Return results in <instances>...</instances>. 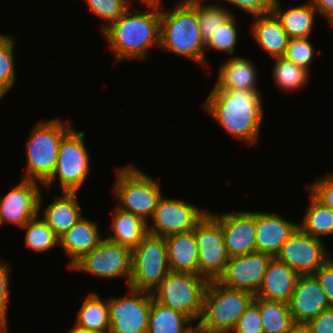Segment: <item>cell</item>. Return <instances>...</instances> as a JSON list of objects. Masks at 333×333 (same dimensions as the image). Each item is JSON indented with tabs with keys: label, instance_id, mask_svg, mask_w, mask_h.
I'll list each match as a JSON object with an SVG mask.
<instances>
[{
	"label": "cell",
	"instance_id": "44",
	"mask_svg": "<svg viewBox=\"0 0 333 333\" xmlns=\"http://www.w3.org/2000/svg\"><path fill=\"white\" fill-rule=\"evenodd\" d=\"M0 259V315L7 321V303L9 300V272L11 268Z\"/></svg>",
	"mask_w": 333,
	"mask_h": 333
},
{
	"label": "cell",
	"instance_id": "17",
	"mask_svg": "<svg viewBox=\"0 0 333 333\" xmlns=\"http://www.w3.org/2000/svg\"><path fill=\"white\" fill-rule=\"evenodd\" d=\"M211 215L221 224L230 258L256 252L255 212L238 211L221 216Z\"/></svg>",
	"mask_w": 333,
	"mask_h": 333
},
{
	"label": "cell",
	"instance_id": "43",
	"mask_svg": "<svg viewBox=\"0 0 333 333\" xmlns=\"http://www.w3.org/2000/svg\"><path fill=\"white\" fill-rule=\"evenodd\" d=\"M306 325L311 333H333V306L323 310L316 318L309 320Z\"/></svg>",
	"mask_w": 333,
	"mask_h": 333
},
{
	"label": "cell",
	"instance_id": "5",
	"mask_svg": "<svg viewBox=\"0 0 333 333\" xmlns=\"http://www.w3.org/2000/svg\"><path fill=\"white\" fill-rule=\"evenodd\" d=\"M60 119L37 123L26 143L27 175L24 179L45 184L53 175L61 141L71 129Z\"/></svg>",
	"mask_w": 333,
	"mask_h": 333
},
{
	"label": "cell",
	"instance_id": "16",
	"mask_svg": "<svg viewBox=\"0 0 333 333\" xmlns=\"http://www.w3.org/2000/svg\"><path fill=\"white\" fill-rule=\"evenodd\" d=\"M36 181L24 179L0 200V225L9 222L22 228L39 215L41 192Z\"/></svg>",
	"mask_w": 333,
	"mask_h": 333
},
{
	"label": "cell",
	"instance_id": "32",
	"mask_svg": "<svg viewBox=\"0 0 333 333\" xmlns=\"http://www.w3.org/2000/svg\"><path fill=\"white\" fill-rule=\"evenodd\" d=\"M276 60L273 68V77L277 85L286 91L299 90L309 80V71L296 65L285 57L273 58Z\"/></svg>",
	"mask_w": 333,
	"mask_h": 333
},
{
	"label": "cell",
	"instance_id": "39",
	"mask_svg": "<svg viewBox=\"0 0 333 333\" xmlns=\"http://www.w3.org/2000/svg\"><path fill=\"white\" fill-rule=\"evenodd\" d=\"M231 333H264L259 306L252 301Z\"/></svg>",
	"mask_w": 333,
	"mask_h": 333
},
{
	"label": "cell",
	"instance_id": "19",
	"mask_svg": "<svg viewBox=\"0 0 333 333\" xmlns=\"http://www.w3.org/2000/svg\"><path fill=\"white\" fill-rule=\"evenodd\" d=\"M256 252L275 257L299 224L283 219L277 214L255 212Z\"/></svg>",
	"mask_w": 333,
	"mask_h": 333
},
{
	"label": "cell",
	"instance_id": "35",
	"mask_svg": "<svg viewBox=\"0 0 333 333\" xmlns=\"http://www.w3.org/2000/svg\"><path fill=\"white\" fill-rule=\"evenodd\" d=\"M14 39L9 35L0 37V97L15 83Z\"/></svg>",
	"mask_w": 333,
	"mask_h": 333
},
{
	"label": "cell",
	"instance_id": "21",
	"mask_svg": "<svg viewBox=\"0 0 333 333\" xmlns=\"http://www.w3.org/2000/svg\"><path fill=\"white\" fill-rule=\"evenodd\" d=\"M104 238L99 234L96 223L82 217L67 232L59 237V244L70 256L71 268L85 254L92 251Z\"/></svg>",
	"mask_w": 333,
	"mask_h": 333
},
{
	"label": "cell",
	"instance_id": "22",
	"mask_svg": "<svg viewBox=\"0 0 333 333\" xmlns=\"http://www.w3.org/2000/svg\"><path fill=\"white\" fill-rule=\"evenodd\" d=\"M170 272L198 275V248L194 231L165 237Z\"/></svg>",
	"mask_w": 333,
	"mask_h": 333
},
{
	"label": "cell",
	"instance_id": "49",
	"mask_svg": "<svg viewBox=\"0 0 333 333\" xmlns=\"http://www.w3.org/2000/svg\"><path fill=\"white\" fill-rule=\"evenodd\" d=\"M68 333H92V332L83 331V330L78 329L74 326V328L70 329V331H68Z\"/></svg>",
	"mask_w": 333,
	"mask_h": 333
},
{
	"label": "cell",
	"instance_id": "1",
	"mask_svg": "<svg viewBox=\"0 0 333 333\" xmlns=\"http://www.w3.org/2000/svg\"><path fill=\"white\" fill-rule=\"evenodd\" d=\"M260 92L242 89H213L204 109L234 138L256 143L263 118Z\"/></svg>",
	"mask_w": 333,
	"mask_h": 333
},
{
	"label": "cell",
	"instance_id": "13",
	"mask_svg": "<svg viewBox=\"0 0 333 333\" xmlns=\"http://www.w3.org/2000/svg\"><path fill=\"white\" fill-rule=\"evenodd\" d=\"M208 211H200L195 205L182 200L161 197L151 218L148 234L167 237L173 234L193 231Z\"/></svg>",
	"mask_w": 333,
	"mask_h": 333
},
{
	"label": "cell",
	"instance_id": "11",
	"mask_svg": "<svg viewBox=\"0 0 333 333\" xmlns=\"http://www.w3.org/2000/svg\"><path fill=\"white\" fill-rule=\"evenodd\" d=\"M105 279L127 277L128 287L133 276L132 249L104 238L92 251L85 254L72 267Z\"/></svg>",
	"mask_w": 333,
	"mask_h": 333
},
{
	"label": "cell",
	"instance_id": "31",
	"mask_svg": "<svg viewBox=\"0 0 333 333\" xmlns=\"http://www.w3.org/2000/svg\"><path fill=\"white\" fill-rule=\"evenodd\" d=\"M311 204L304 215L299 227L311 235L319 238L333 234V209L325 206L310 192Z\"/></svg>",
	"mask_w": 333,
	"mask_h": 333
},
{
	"label": "cell",
	"instance_id": "30",
	"mask_svg": "<svg viewBox=\"0 0 333 333\" xmlns=\"http://www.w3.org/2000/svg\"><path fill=\"white\" fill-rule=\"evenodd\" d=\"M192 320L152 299L147 333H183ZM188 323V324H187Z\"/></svg>",
	"mask_w": 333,
	"mask_h": 333
},
{
	"label": "cell",
	"instance_id": "9",
	"mask_svg": "<svg viewBox=\"0 0 333 333\" xmlns=\"http://www.w3.org/2000/svg\"><path fill=\"white\" fill-rule=\"evenodd\" d=\"M85 133L76 132L71 128L63 137L55 171L52 177L44 184L51 187L56 176L63 192L77 193L89 174L90 161L88 150L84 143Z\"/></svg>",
	"mask_w": 333,
	"mask_h": 333
},
{
	"label": "cell",
	"instance_id": "36",
	"mask_svg": "<svg viewBox=\"0 0 333 333\" xmlns=\"http://www.w3.org/2000/svg\"><path fill=\"white\" fill-rule=\"evenodd\" d=\"M235 22L234 14H232L212 34L211 38L206 42V48H213L217 51L233 54L237 43V28Z\"/></svg>",
	"mask_w": 333,
	"mask_h": 333
},
{
	"label": "cell",
	"instance_id": "20",
	"mask_svg": "<svg viewBox=\"0 0 333 333\" xmlns=\"http://www.w3.org/2000/svg\"><path fill=\"white\" fill-rule=\"evenodd\" d=\"M300 275L273 257L255 297L289 304Z\"/></svg>",
	"mask_w": 333,
	"mask_h": 333
},
{
	"label": "cell",
	"instance_id": "50",
	"mask_svg": "<svg viewBox=\"0 0 333 333\" xmlns=\"http://www.w3.org/2000/svg\"><path fill=\"white\" fill-rule=\"evenodd\" d=\"M8 322L0 315V326H7Z\"/></svg>",
	"mask_w": 333,
	"mask_h": 333
},
{
	"label": "cell",
	"instance_id": "46",
	"mask_svg": "<svg viewBox=\"0 0 333 333\" xmlns=\"http://www.w3.org/2000/svg\"><path fill=\"white\" fill-rule=\"evenodd\" d=\"M287 333H311V332L306 324L295 323Z\"/></svg>",
	"mask_w": 333,
	"mask_h": 333
},
{
	"label": "cell",
	"instance_id": "3",
	"mask_svg": "<svg viewBox=\"0 0 333 333\" xmlns=\"http://www.w3.org/2000/svg\"><path fill=\"white\" fill-rule=\"evenodd\" d=\"M173 54L205 63L206 43L199 28L195 8L183 1L168 11H160V47Z\"/></svg>",
	"mask_w": 333,
	"mask_h": 333
},
{
	"label": "cell",
	"instance_id": "7",
	"mask_svg": "<svg viewBox=\"0 0 333 333\" xmlns=\"http://www.w3.org/2000/svg\"><path fill=\"white\" fill-rule=\"evenodd\" d=\"M208 283L199 275L169 272L152 294L157 302L184 313L194 321L202 314Z\"/></svg>",
	"mask_w": 333,
	"mask_h": 333
},
{
	"label": "cell",
	"instance_id": "51",
	"mask_svg": "<svg viewBox=\"0 0 333 333\" xmlns=\"http://www.w3.org/2000/svg\"><path fill=\"white\" fill-rule=\"evenodd\" d=\"M8 326H0V333H7L8 332Z\"/></svg>",
	"mask_w": 333,
	"mask_h": 333
},
{
	"label": "cell",
	"instance_id": "6",
	"mask_svg": "<svg viewBox=\"0 0 333 333\" xmlns=\"http://www.w3.org/2000/svg\"><path fill=\"white\" fill-rule=\"evenodd\" d=\"M116 177L113 191L120 204L117 207L150 223L147 220L152 218L157 203L162 197L159 183L133 165L118 169Z\"/></svg>",
	"mask_w": 333,
	"mask_h": 333
},
{
	"label": "cell",
	"instance_id": "27",
	"mask_svg": "<svg viewBox=\"0 0 333 333\" xmlns=\"http://www.w3.org/2000/svg\"><path fill=\"white\" fill-rule=\"evenodd\" d=\"M316 11L312 3L308 2V4L292 7L282 12L277 0L272 12L280 20L288 37L297 39L310 37Z\"/></svg>",
	"mask_w": 333,
	"mask_h": 333
},
{
	"label": "cell",
	"instance_id": "4",
	"mask_svg": "<svg viewBox=\"0 0 333 333\" xmlns=\"http://www.w3.org/2000/svg\"><path fill=\"white\" fill-rule=\"evenodd\" d=\"M255 295L209 281L199 322L209 333H231Z\"/></svg>",
	"mask_w": 333,
	"mask_h": 333
},
{
	"label": "cell",
	"instance_id": "8",
	"mask_svg": "<svg viewBox=\"0 0 333 333\" xmlns=\"http://www.w3.org/2000/svg\"><path fill=\"white\" fill-rule=\"evenodd\" d=\"M133 251L129 287L153 293L170 272L165 238L148 234Z\"/></svg>",
	"mask_w": 333,
	"mask_h": 333
},
{
	"label": "cell",
	"instance_id": "18",
	"mask_svg": "<svg viewBox=\"0 0 333 333\" xmlns=\"http://www.w3.org/2000/svg\"><path fill=\"white\" fill-rule=\"evenodd\" d=\"M289 306L294 322L304 324L331 307L324 290L313 275L298 278Z\"/></svg>",
	"mask_w": 333,
	"mask_h": 333
},
{
	"label": "cell",
	"instance_id": "37",
	"mask_svg": "<svg viewBox=\"0 0 333 333\" xmlns=\"http://www.w3.org/2000/svg\"><path fill=\"white\" fill-rule=\"evenodd\" d=\"M93 14L100 19H105L101 32L112 22L116 21L128 8V0H85Z\"/></svg>",
	"mask_w": 333,
	"mask_h": 333
},
{
	"label": "cell",
	"instance_id": "41",
	"mask_svg": "<svg viewBox=\"0 0 333 333\" xmlns=\"http://www.w3.org/2000/svg\"><path fill=\"white\" fill-rule=\"evenodd\" d=\"M234 6L245 10L252 15H263L273 11L277 0H224Z\"/></svg>",
	"mask_w": 333,
	"mask_h": 333
},
{
	"label": "cell",
	"instance_id": "24",
	"mask_svg": "<svg viewBox=\"0 0 333 333\" xmlns=\"http://www.w3.org/2000/svg\"><path fill=\"white\" fill-rule=\"evenodd\" d=\"M76 194L63 192V196L55 197V200L43 211L42 219L58 237L83 217Z\"/></svg>",
	"mask_w": 333,
	"mask_h": 333
},
{
	"label": "cell",
	"instance_id": "34",
	"mask_svg": "<svg viewBox=\"0 0 333 333\" xmlns=\"http://www.w3.org/2000/svg\"><path fill=\"white\" fill-rule=\"evenodd\" d=\"M37 217L31 219L22 228H27L25 236L26 247L32 249V251L43 252L59 244V237L43 219L39 220Z\"/></svg>",
	"mask_w": 333,
	"mask_h": 333
},
{
	"label": "cell",
	"instance_id": "28",
	"mask_svg": "<svg viewBox=\"0 0 333 333\" xmlns=\"http://www.w3.org/2000/svg\"><path fill=\"white\" fill-rule=\"evenodd\" d=\"M74 326L92 333H109L108 299L102 300L97 293L88 294L78 311Z\"/></svg>",
	"mask_w": 333,
	"mask_h": 333
},
{
	"label": "cell",
	"instance_id": "40",
	"mask_svg": "<svg viewBox=\"0 0 333 333\" xmlns=\"http://www.w3.org/2000/svg\"><path fill=\"white\" fill-rule=\"evenodd\" d=\"M311 192L325 206L333 209V173H329L309 186Z\"/></svg>",
	"mask_w": 333,
	"mask_h": 333
},
{
	"label": "cell",
	"instance_id": "48",
	"mask_svg": "<svg viewBox=\"0 0 333 333\" xmlns=\"http://www.w3.org/2000/svg\"><path fill=\"white\" fill-rule=\"evenodd\" d=\"M140 3H144L145 5H156L159 6L161 4L160 0H139Z\"/></svg>",
	"mask_w": 333,
	"mask_h": 333
},
{
	"label": "cell",
	"instance_id": "26",
	"mask_svg": "<svg viewBox=\"0 0 333 333\" xmlns=\"http://www.w3.org/2000/svg\"><path fill=\"white\" fill-rule=\"evenodd\" d=\"M148 223L131 212L116 207L111 229L114 235H108L107 240L135 249L148 235Z\"/></svg>",
	"mask_w": 333,
	"mask_h": 333
},
{
	"label": "cell",
	"instance_id": "47",
	"mask_svg": "<svg viewBox=\"0 0 333 333\" xmlns=\"http://www.w3.org/2000/svg\"><path fill=\"white\" fill-rule=\"evenodd\" d=\"M183 333H209V332L198 321L195 327H193L192 325L187 326L186 330Z\"/></svg>",
	"mask_w": 333,
	"mask_h": 333
},
{
	"label": "cell",
	"instance_id": "10",
	"mask_svg": "<svg viewBox=\"0 0 333 333\" xmlns=\"http://www.w3.org/2000/svg\"><path fill=\"white\" fill-rule=\"evenodd\" d=\"M193 231L199 254L198 275L208 281H217L230 259L221 224L208 212Z\"/></svg>",
	"mask_w": 333,
	"mask_h": 333
},
{
	"label": "cell",
	"instance_id": "29",
	"mask_svg": "<svg viewBox=\"0 0 333 333\" xmlns=\"http://www.w3.org/2000/svg\"><path fill=\"white\" fill-rule=\"evenodd\" d=\"M263 324L264 333H287L295 324L289 304L254 297Z\"/></svg>",
	"mask_w": 333,
	"mask_h": 333
},
{
	"label": "cell",
	"instance_id": "25",
	"mask_svg": "<svg viewBox=\"0 0 333 333\" xmlns=\"http://www.w3.org/2000/svg\"><path fill=\"white\" fill-rule=\"evenodd\" d=\"M257 70L246 58L233 57L222 64L219 77L213 89H242L258 91Z\"/></svg>",
	"mask_w": 333,
	"mask_h": 333
},
{
	"label": "cell",
	"instance_id": "12",
	"mask_svg": "<svg viewBox=\"0 0 333 333\" xmlns=\"http://www.w3.org/2000/svg\"><path fill=\"white\" fill-rule=\"evenodd\" d=\"M129 291L122 298H108L109 333H147L153 294L130 287Z\"/></svg>",
	"mask_w": 333,
	"mask_h": 333
},
{
	"label": "cell",
	"instance_id": "15",
	"mask_svg": "<svg viewBox=\"0 0 333 333\" xmlns=\"http://www.w3.org/2000/svg\"><path fill=\"white\" fill-rule=\"evenodd\" d=\"M272 255L253 252L231 257L218 281L229 288L256 294L260 288Z\"/></svg>",
	"mask_w": 333,
	"mask_h": 333
},
{
	"label": "cell",
	"instance_id": "42",
	"mask_svg": "<svg viewBox=\"0 0 333 333\" xmlns=\"http://www.w3.org/2000/svg\"><path fill=\"white\" fill-rule=\"evenodd\" d=\"M313 276L324 290L330 306H333V260L328 259Z\"/></svg>",
	"mask_w": 333,
	"mask_h": 333
},
{
	"label": "cell",
	"instance_id": "38",
	"mask_svg": "<svg viewBox=\"0 0 333 333\" xmlns=\"http://www.w3.org/2000/svg\"><path fill=\"white\" fill-rule=\"evenodd\" d=\"M314 48L308 38L289 39L284 57L291 60L298 66H302L308 71L313 60Z\"/></svg>",
	"mask_w": 333,
	"mask_h": 333
},
{
	"label": "cell",
	"instance_id": "14",
	"mask_svg": "<svg viewBox=\"0 0 333 333\" xmlns=\"http://www.w3.org/2000/svg\"><path fill=\"white\" fill-rule=\"evenodd\" d=\"M323 241L298 227L275 256L300 276L313 275L330 257Z\"/></svg>",
	"mask_w": 333,
	"mask_h": 333
},
{
	"label": "cell",
	"instance_id": "2",
	"mask_svg": "<svg viewBox=\"0 0 333 333\" xmlns=\"http://www.w3.org/2000/svg\"><path fill=\"white\" fill-rule=\"evenodd\" d=\"M148 6L152 8L151 12L133 9V14L128 8L101 32L118 62L124 58L145 59L148 47L160 45L159 6Z\"/></svg>",
	"mask_w": 333,
	"mask_h": 333
},
{
	"label": "cell",
	"instance_id": "45",
	"mask_svg": "<svg viewBox=\"0 0 333 333\" xmlns=\"http://www.w3.org/2000/svg\"><path fill=\"white\" fill-rule=\"evenodd\" d=\"M311 3L317 12L324 14L323 16L333 26V0H311Z\"/></svg>",
	"mask_w": 333,
	"mask_h": 333
},
{
	"label": "cell",
	"instance_id": "23",
	"mask_svg": "<svg viewBox=\"0 0 333 333\" xmlns=\"http://www.w3.org/2000/svg\"><path fill=\"white\" fill-rule=\"evenodd\" d=\"M254 21L251 31L259 46L273 58L284 57L290 38L276 15H257Z\"/></svg>",
	"mask_w": 333,
	"mask_h": 333
},
{
	"label": "cell",
	"instance_id": "33",
	"mask_svg": "<svg viewBox=\"0 0 333 333\" xmlns=\"http://www.w3.org/2000/svg\"><path fill=\"white\" fill-rule=\"evenodd\" d=\"M196 10V16L199 22L202 38L206 43L212 34L226 21L233 13L223 6L204 5L201 0H187Z\"/></svg>",
	"mask_w": 333,
	"mask_h": 333
}]
</instances>
